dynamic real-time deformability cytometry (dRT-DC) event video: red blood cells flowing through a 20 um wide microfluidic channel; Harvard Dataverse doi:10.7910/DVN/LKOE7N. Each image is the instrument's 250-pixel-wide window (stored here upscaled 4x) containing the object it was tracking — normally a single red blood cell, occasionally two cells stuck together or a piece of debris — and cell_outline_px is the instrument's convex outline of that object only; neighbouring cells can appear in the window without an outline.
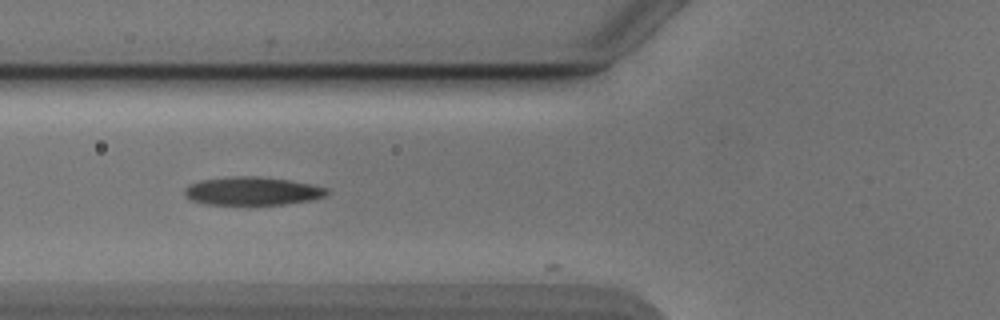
{"species": "Egyptian fruit bat (a non-hibernating species)", "species_latin": "Rousettus aegyptiacus", "temperature_condition": "cold", "stored_images_in_passage": 4, "camera_frame_rate_fps": 3000, "um_per_image_px": 0.085, "animal": {"sex": "male"}, "frame": {"image": 1, "passage_image": 3, "time_ms": 0.667, "image_size_px": [1000, 320], "cell_outline_px": [[328, 196], [308, 200], [284, 204], [204, 204], [192, 200], [184, 196], [184, 188], [200, 180], [232, 176], [256, 176], [288, 180], [312, 184], [328, 188]], "centroid_in_image_um": [21.45, 16.23], "position_along_channel_um": 104.4, "area_um2": 23.35}}